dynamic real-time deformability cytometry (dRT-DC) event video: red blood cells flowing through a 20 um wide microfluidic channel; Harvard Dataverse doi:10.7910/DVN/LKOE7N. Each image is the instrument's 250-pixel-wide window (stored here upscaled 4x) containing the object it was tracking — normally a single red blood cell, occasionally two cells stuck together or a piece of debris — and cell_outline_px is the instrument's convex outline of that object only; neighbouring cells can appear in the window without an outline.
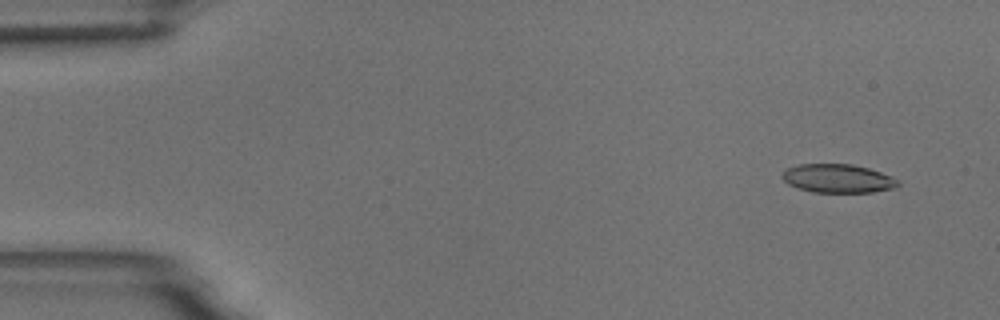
{"species": "common noctule bat (a hibernating species)", "species_latin": "Nyctalus noctula", "temperature_condition": "room temperature", "stored_images_in_passage": 54, "camera_frame_rate_fps": 3000, "um_per_image_px": 0.085, "animal": {"sex": "male", "body_mass_g": 18.8}, "frame": {"image": 1, "passage_image": 4, "time_ms": 1.0, "image_size_px": [1000, 320], "cell_outline_px": [[900, 184], [896, 188], [872, 192], [812, 192], [788, 184], [780, 176], [788, 168], [800, 164], [852, 164], [868, 168], [892, 176], [900, 180]], "centroid_in_image_um": [71.26, 15.17], "position_along_channel_um": 13.7, "area_um2": 19.31}}
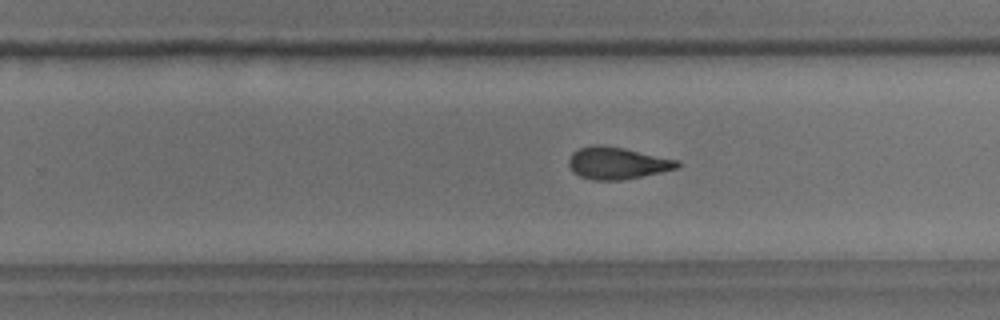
{"frame": {"image": 2, "passage_image": 34, "time_ms": 11.0, "image_size_px": [1000, 320], "cell_outline_px": [[680, 164], [676, 168], [660, 172], [620, 180], [592, 180], [580, 176], [572, 172], [568, 164], [568, 160], [572, 152], [580, 148], [596, 144], [604, 144], [624, 148], [680, 160]], "centroid_in_image_um": [52.43, 13.85], "position_along_channel_um": 277.4, "area_um2": 20.29}}
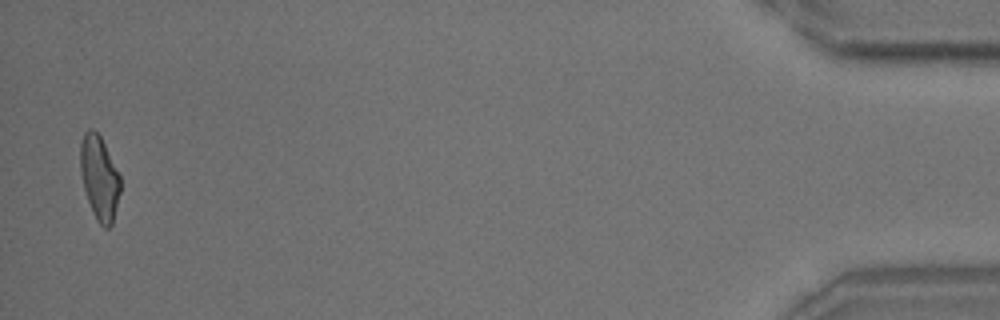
{"frame": {"image": 3, "passage_image": 53, "time_ms": 17.333, "image_size_px": [1000, 320], "cell_outline_px": [[120, 192], [112, 224], [108, 228], [104, 228], [96, 220], [92, 212], [84, 188], [80, 172], [80, 144], [84, 132], [88, 128], [92, 128], [100, 136], [120, 176]], "centroid_in_image_um": [8.43, 15.12], "position_along_channel_um": 426.8, "area_um2": 19.48}, "authors_computed_cell_mechanics": {"area_um2": 20.2878, "velocity_mm_per_s": 3.7613, "shape_relaxation_time_tau1_ms": 5.4338, "shape_relaxation_time_tau2_ms": 3.0979, "deformation_change_tau1": 0.1851, "deformation_change_tau2": 0.1232}}